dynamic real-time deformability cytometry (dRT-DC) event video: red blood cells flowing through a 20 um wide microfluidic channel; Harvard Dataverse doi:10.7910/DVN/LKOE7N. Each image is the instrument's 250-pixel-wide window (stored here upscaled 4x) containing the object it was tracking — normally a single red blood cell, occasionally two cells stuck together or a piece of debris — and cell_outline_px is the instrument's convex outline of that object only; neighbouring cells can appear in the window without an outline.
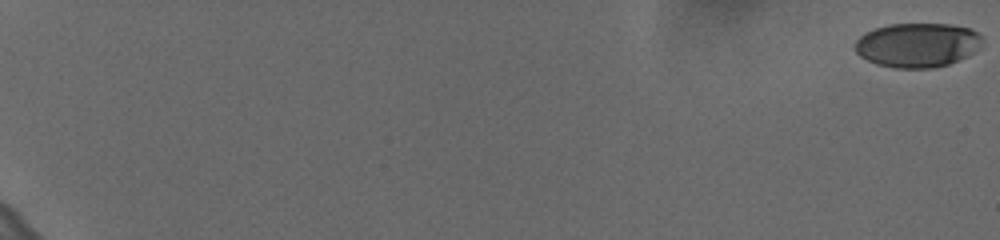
{"species": "human", "species_latin": "Homo sapiens", "temperature_condition": "cold", "stored_images_in_passage": 56, "camera_frame_rate_fps": 3000, "um_per_image_px": 0.085, "donor": {"sex": "female"}, "frame": {"image": 1, "passage_image": 1, "time_ms": 0.0, "image_size_px": [1000, 240], "cell_outline_px": [[984, 40], [980, 48], [968, 56], [948, 64], [932, 68], [896, 68], [876, 64], [860, 56], [856, 52], [856, 40], [864, 32], [888, 24], [948, 24], [972, 28], [984, 36]], "centroid_in_image_um": [78.03, 3.82], "position_along_channel_um": 7.0, "area_um2": 33.18}}
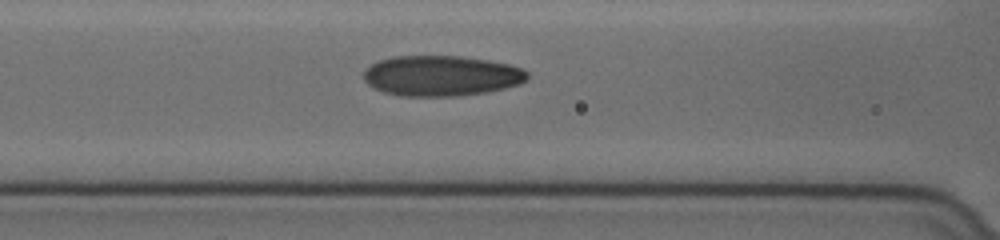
{"frame": {"image": 2, "passage_image": 31, "time_ms": 10.0, "image_size_px": [1000, 240], "cell_outline_px": [[528, 80], [520, 84], [504, 88], [484, 92], [456, 96], [400, 96], [384, 92], [368, 84], [364, 80], [364, 68], [380, 60], [392, 56], [464, 56], [488, 60], [508, 64], [524, 68], [528, 72]], "centroid_in_image_um": [37.53, 6.43], "position_along_channel_um": 129.1, "area_um2": 38.73}}
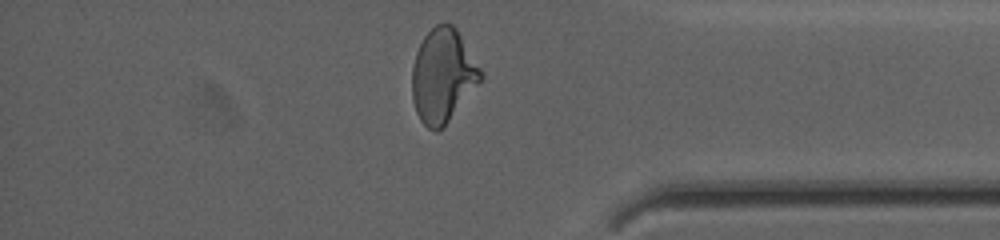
{"frame": {"image": 3, "passage_image": 54, "time_ms": 17.667, "image_size_px": [1000, 240], "cell_outline_px": [[484, 76], [448, 120], [436, 132], [428, 128], [420, 120], [416, 112], [412, 100], [412, 64], [416, 52], [424, 36], [436, 24], [452, 24], [456, 28], [484, 72]], "centroid_in_image_um": [37.62, 6.4], "position_along_channel_um": 397.6, "area_um2": 37.05}, "authors_computed_cell_mechanics": {"area_um2": 36.3562, "velocity_mm_per_s": 3.6375, "shape_relaxation_time_tau1_ms": 6.0492, "shape_relaxation_time_tau2_ms": 1.4024, "deformation_change_tau1": 0.1806, "deformation_change_tau2": 0.0801}}